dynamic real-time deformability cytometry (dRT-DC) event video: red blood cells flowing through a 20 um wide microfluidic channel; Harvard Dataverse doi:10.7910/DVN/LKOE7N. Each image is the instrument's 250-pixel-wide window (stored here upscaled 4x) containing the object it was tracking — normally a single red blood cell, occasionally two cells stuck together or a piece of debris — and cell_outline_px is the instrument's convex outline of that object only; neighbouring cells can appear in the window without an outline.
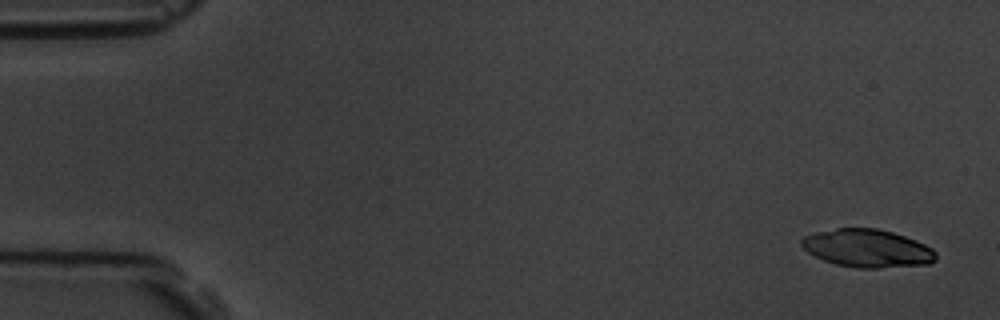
{"species": "common noctule bat (a hibernating species)", "species_latin": "Nyctalus noctula", "temperature_condition": "room temperature", "stored_images_in_passage": 5, "camera_frame_rate_fps": 3000, "um_per_image_px": 0.085, "animal": {"sex": "male", "body_mass_g": 19.5, "forearm_length_mm": 54.6}, "frame": {"image": 1, "passage_image": 1, "time_ms": 0.0, "image_size_px": [1000, 320], "cell_outline_px": [[936, 260], [928, 264], [880, 268], [856, 268], [836, 264], [824, 260], [808, 252], [800, 244], [800, 240], [804, 236], [816, 232], [836, 228], [876, 228], [892, 232], [916, 240], [932, 248], [936, 252]], "centroid_in_image_um": [73.73, 21.1], "position_along_channel_um": 11.3, "area_um2": 29.71}}